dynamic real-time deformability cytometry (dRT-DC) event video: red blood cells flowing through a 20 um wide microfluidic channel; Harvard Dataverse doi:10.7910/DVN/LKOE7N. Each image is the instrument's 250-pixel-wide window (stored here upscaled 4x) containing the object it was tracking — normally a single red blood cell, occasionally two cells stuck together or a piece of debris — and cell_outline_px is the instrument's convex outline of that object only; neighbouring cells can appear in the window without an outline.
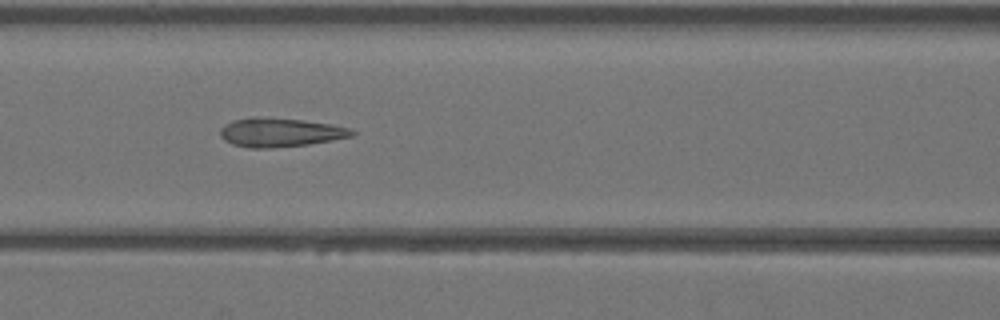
{"species": "Egyptian fruit bat (a non-hibernating species)", "species_latin": "Rousettus aegyptiacus", "temperature_condition": "warm", "stored_images_in_passage": 33, "camera_frame_rate_fps": 3000, "um_per_image_px": 0.085, "animal": {"sex": "female"}, "frame": {"image": 1, "passage_image": 10, "time_ms": 3.0, "image_size_px": [1000, 320], "cell_outline_px": [[356, 132], [352, 136], [332, 140], [308, 144], [272, 148], [252, 148], [232, 144], [224, 140], [220, 136], [220, 128], [232, 120], [252, 116], [304, 120], [332, 124], [348, 128]], "centroid_in_image_um": [23.78, 11.25], "position_along_channel_um": 142.8, "area_um2": 22.2}}
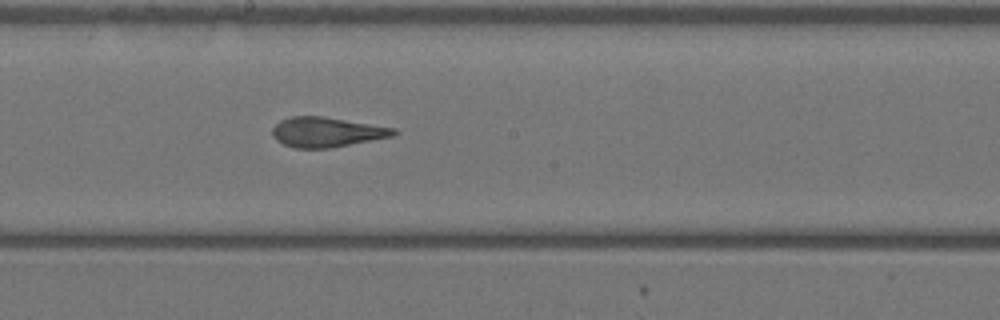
{"frame": {"image": 2, "passage_image": 15, "time_ms": 4.667, "image_size_px": [1000, 320], "cell_outline_px": [[400, 132], [392, 136], [328, 148], [296, 148], [284, 144], [276, 140], [272, 136], [272, 128], [280, 120], [292, 116], [324, 116], [396, 128]], "centroid_in_image_um": [27.75, 11.21], "position_along_channel_um": 220.4, "area_um2": 21.04}}
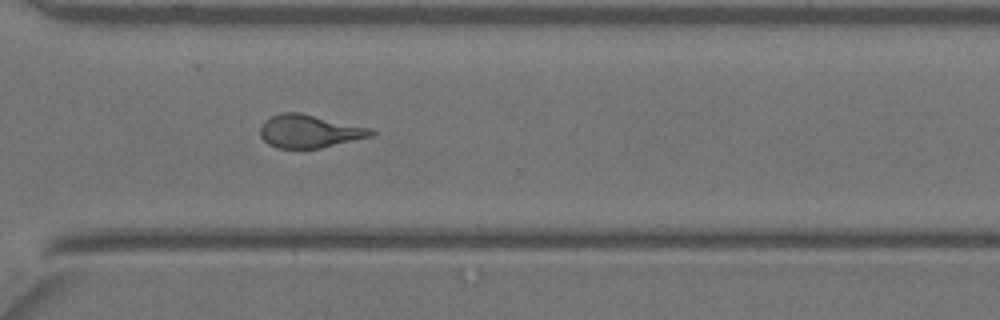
{"frame": {"image": 3, "passage_image": 23, "time_ms": 7.333, "image_size_px": [1000, 320], "cell_outline_px": [[376, 132], [372, 136], [320, 148], [276, 148], [268, 144], [260, 136], [260, 128], [264, 120], [280, 112], [300, 112], [372, 128]], "centroid_in_image_um": [26.29, 11.15], "position_along_channel_um": 344.3, "area_um2": 21.44}}